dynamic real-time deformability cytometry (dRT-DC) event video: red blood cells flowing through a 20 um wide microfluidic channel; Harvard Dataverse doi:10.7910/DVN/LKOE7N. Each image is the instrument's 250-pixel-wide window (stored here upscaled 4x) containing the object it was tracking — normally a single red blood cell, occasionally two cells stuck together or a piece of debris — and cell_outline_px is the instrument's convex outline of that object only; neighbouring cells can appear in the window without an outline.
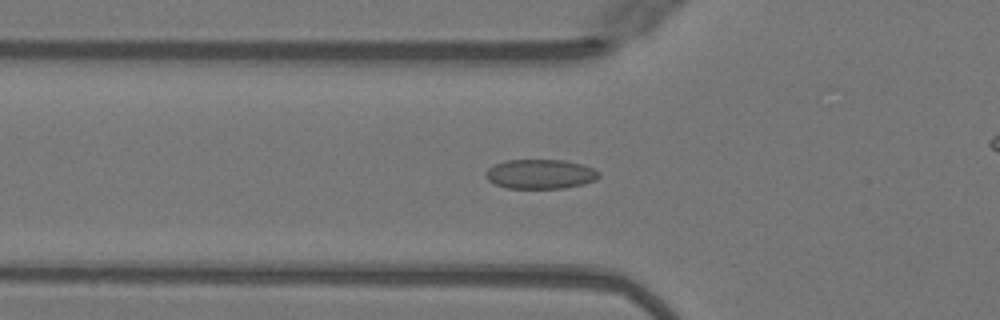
{"species": "Egyptian fruit bat (a non-hibernating species)", "species_latin": "Rousettus aegyptiacus", "temperature_condition": "warm", "stored_images_in_passage": 45, "camera_frame_rate_fps": 3000, "um_per_image_px": 0.085, "animal": {"sex": "female"}, "frame": {"image": 1, "passage_image": 18, "time_ms": 5.667, "image_size_px": [1000, 320], "cell_outline_px": [[600, 176], [596, 180], [584, 184], [564, 188], [504, 188], [488, 180], [484, 176], [484, 172], [488, 168], [496, 164], [508, 160], [564, 160], [580, 164], [592, 168], [600, 172]], "centroid_in_image_um": [45.92, 14.8], "position_along_channel_um": 79.9, "area_um2": 19.48}}
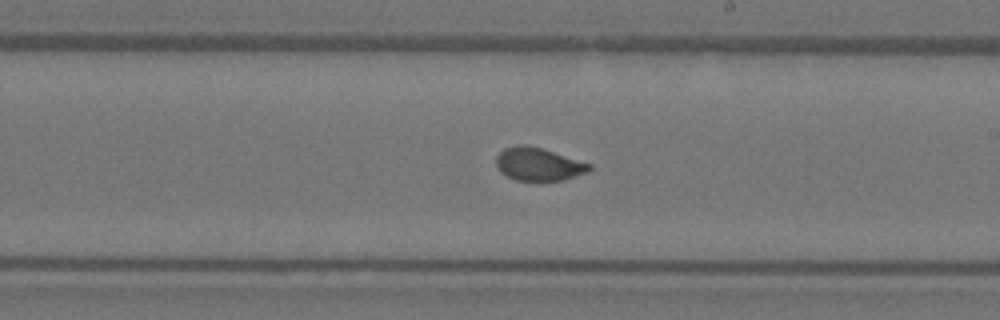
{"frame": {"image": 2, "passage_image": 30, "time_ms": 9.667, "image_size_px": [1000, 320], "cell_outline_px": [[592, 168], [588, 172], [564, 180], [516, 180], [500, 172], [496, 164], [496, 156], [504, 148], [520, 144], [524, 144], [540, 148], [592, 164]], "centroid_in_image_um": [45.77, 13.95], "position_along_channel_um": 243.2, "area_um2": 17.74}}
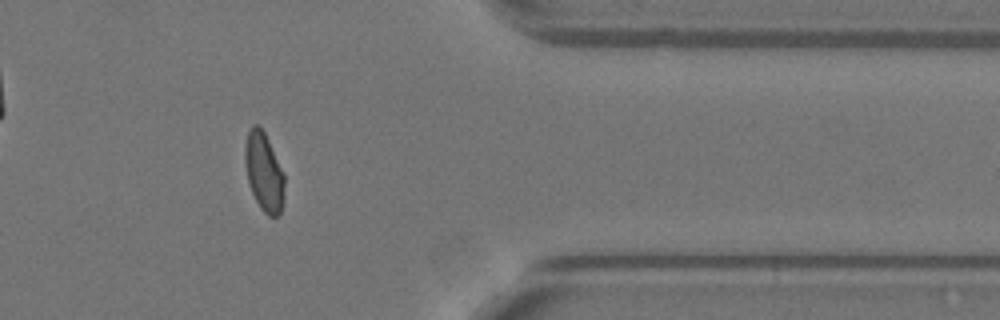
{"frame": {"image": 3, "passage_image": 42, "time_ms": 13.667, "image_size_px": [1000, 320], "cell_outline_px": [[284, 200], [280, 212], [276, 216], [268, 216], [260, 208], [252, 192], [248, 180], [244, 160], [244, 144], [248, 132], [252, 124], [260, 124], [284, 172]], "centroid_in_image_um": [22.43, 14.59], "position_along_channel_um": 389.0, "area_um2": 18.21}}